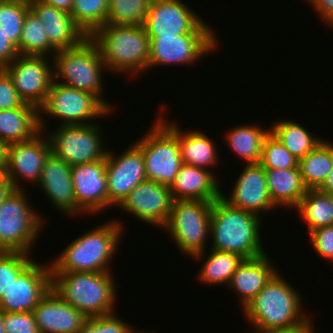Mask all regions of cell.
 <instances>
[{
    "label": "cell",
    "instance_id": "cell-1",
    "mask_svg": "<svg viewBox=\"0 0 333 333\" xmlns=\"http://www.w3.org/2000/svg\"><path fill=\"white\" fill-rule=\"evenodd\" d=\"M277 271L265 287L246 305L245 319L256 333L296 326L308 318L302 310L301 296ZM304 312V313H303ZM254 331L252 333H255Z\"/></svg>",
    "mask_w": 333,
    "mask_h": 333
},
{
    "label": "cell",
    "instance_id": "cell-2",
    "mask_svg": "<svg viewBox=\"0 0 333 333\" xmlns=\"http://www.w3.org/2000/svg\"><path fill=\"white\" fill-rule=\"evenodd\" d=\"M261 219V216L252 212L231 206L220 196L212 206L211 249L236 253L244 259L266 254L261 245Z\"/></svg>",
    "mask_w": 333,
    "mask_h": 333
},
{
    "label": "cell",
    "instance_id": "cell-3",
    "mask_svg": "<svg viewBox=\"0 0 333 333\" xmlns=\"http://www.w3.org/2000/svg\"><path fill=\"white\" fill-rule=\"evenodd\" d=\"M123 226L112 220L74 239L51 261V272H112L109 264L119 247Z\"/></svg>",
    "mask_w": 333,
    "mask_h": 333
},
{
    "label": "cell",
    "instance_id": "cell-4",
    "mask_svg": "<svg viewBox=\"0 0 333 333\" xmlns=\"http://www.w3.org/2000/svg\"><path fill=\"white\" fill-rule=\"evenodd\" d=\"M114 280L111 272H51V288L87 318L115 312Z\"/></svg>",
    "mask_w": 333,
    "mask_h": 333
},
{
    "label": "cell",
    "instance_id": "cell-5",
    "mask_svg": "<svg viewBox=\"0 0 333 333\" xmlns=\"http://www.w3.org/2000/svg\"><path fill=\"white\" fill-rule=\"evenodd\" d=\"M91 38L108 71L133 76L148 70L150 39L143 25L105 24Z\"/></svg>",
    "mask_w": 333,
    "mask_h": 333
},
{
    "label": "cell",
    "instance_id": "cell-6",
    "mask_svg": "<svg viewBox=\"0 0 333 333\" xmlns=\"http://www.w3.org/2000/svg\"><path fill=\"white\" fill-rule=\"evenodd\" d=\"M52 59L54 81L95 95L112 111L106 99L101 98L104 86L102 75L108 70L98 45L91 37L85 38L73 48L57 50Z\"/></svg>",
    "mask_w": 333,
    "mask_h": 333
},
{
    "label": "cell",
    "instance_id": "cell-7",
    "mask_svg": "<svg viewBox=\"0 0 333 333\" xmlns=\"http://www.w3.org/2000/svg\"><path fill=\"white\" fill-rule=\"evenodd\" d=\"M213 202L173 200L171 212L162 227L183 255L203 259L207 238L210 237V218ZM203 256V257H202Z\"/></svg>",
    "mask_w": 333,
    "mask_h": 333
},
{
    "label": "cell",
    "instance_id": "cell-8",
    "mask_svg": "<svg viewBox=\"0 0 333 333\" xmlns=\"http://www.w3.org/2000/svg\"><path fill=\"white\" fill-rule=\"evenodd\" d=\"M24 189H13L0 206V252L31 254L42 232L44 219L32 209Z\"/></svg>",
    "mask_w": 333,
    "mask_h": 333
},
{
    "label": "cell",
    "instance_id": "cell-9",
    "mask_svg": "<svg viewBox=\"0 0 333 333\" xmlns=\"http://www.w3.org/2000/svg\"><path fill=\"white\" fill-rule=\"evenodd\" d=\"M136 141L145 163L147 180L171 187L182 166L177 136L159 119Z\"/></svg>",
    "mask_w": 333,
    "mask_h": 333
},
{
    "label": "cell",
    "instance_id": "cell-10",
    "mask_svg": "<svg viewBox=\"0 0 333 333\" xmlns=\"http://www.w3.org/2000/svg\"><path fill=\"white\" fill-rule=\"evenodd\" d=\"M110 112L95 95L53 81L47 99L39 109V128L43 132L47 129L42 118L45 115L58 118L61 125H85Z\"/></svg>",
    "mask_w": 333,
    "mask_h": 333
},
{
    "label": "cell",
    "instance_id": "cell-11",
    "mask_svg": "<svg viewBox=\"0 0 333 333\" xmlns=\"http://www.w3.org/2000/svg\"><path fill=\"white\" fill-rule=\"evenodd\" d=\"M93 120L85 125H60L47 137L51 153L70 166L94 162L106 158L101 127ZM100 129V130H99Z\"/></svg>",
    "mask_w": 333,
    "mask_h": 333
},
{
    "label": "cell",
    "instance_id": "cell-12",
    "mask_svg": "<svg viewBox=\"0 0 333 333\" xmlns=\"http://www.w3.org/2000/svg\"><path fill=\"white\" fill-rule=\"evenodd\" d=\"M182 0H152L144 20L148 37L180 34H214V31Z\"/></svg>",
    "mask_w": 333,
    "mask_h": 333
},
{
    "label": "cell",
    "instance_id": "cell-13",
    "mask_svg": "<svg viewBox=\"0 0 333 333\" xmlns=\"http://www.w3.org/2000/svg\"><path fill=\"white\" fill-rule=\"evenodd\" d=\"M48 59V56L19 54L3 68L23 102L38 110L44 105L54 81V63Z\"/></svg>",
    "mask_w": 333,
    "mask_h": 333
},
{
    "label": "cell",
    "instance_id": "cell-14",
    "mask_svg": "<svg viewBox=\"0 0 333 333\" xmlns=\"http://www.w3.org/2000/svg\"><path fill=\"white\" fill-rule=\"evenodd\" d=\"M149 39L148 69L157 65H192L219 46L215 34H180Z\"/></svg>",
    "mask_w": 333,
    "mask_h": 333
},
{
    "label": "cell",
    "instance_id": "cell-15",
    "mask_svg": "<svg viewBox=\"0 0 333 333\" xmlns=\"http://www.w3.org/2000/svg\"><path fill=\"white\" fill-rule=\"evenodd\" d=\"M116 156L107 151L108 207L119 206L139 183L147 180L142 151L136 144Z\"/></svg>",
    "mask_w": 333,
    "mask_h": 333
},
{
    "label": "cell",
    "instance_id": "cell-16",
    "mask_svg": "<svg viewBox=\"0 0 333 333\" xmlns=\"http://www.w3.org/2000/svg\"><path fill=\"white\" fill-rule=\"evenodd\" d=\"M33 260L12 282L0 299L3 312H32L51 289V265Z\"/></svg>",
    "mask_w": 333,
    "mask_h": 333
},
{
    "label": "cell",
    "instance_id": "cell-17",
    "mask_svg": "<svg viewBox=\"0 0 333 333\" xmlns=\"http://www.w3.org/2000/svg\"><path fill=\"white\" fill-rule=\"evenodd\" d=\"M43 133L40 131L31 140L8 145L4 174L14 189H23L20 180L36 184L39 181L45 159L51 153L49 139Z\"/></svg>",
    "mask_w": 333,
    "mask_h": 333
},
{
    "label": "cell",
    "instance_id": "cell-18",
    "mask_svg": "<svg viewBox=\"0 0 333 333\" xmlns=\"http://www.w3.org/2000/svg\"><path fill=\"white\" fill-rule=\"evenodd\" d=\"M172 203L170 187L145 180L118 207L136 216L138 220L162 229L170 215Z\"/></svg>",
    "mask_w": 333,
    "mask_h": 333
},
{
    "label": "cell",
    "instance_id": "cell-19",
    "mask_svg": "<svg viewBox=\"0 0 333 333\" xmlns=\"http://www.w3.org/2000/svg\"><path fill=\"white\" fill-rule=\"evenodd\" d=\"M71 177L78 214L96 215L107 209L106 158L72 166Z\"/></svg>",
    "mask_w": 333,
    "mask_h": 333
},
{
    "label": "cell",
    "instance_id": "cell-20",
    "mask_svg": "<svg viewBox=\"0 0 333 333\" xmlns=\"http://www.w3.org/2000/svg\"><path fill=\"white\" fill-rule=\"evenodd\" d=\"M232 188L230 198L223 192L221 196L233 207L258 216L275 208L267 189L265 169L259 163L246 164Z\"/></svg>",
    "mask_w": 333,
    "mask_h": 333
},
{
    "label": "cell",
    "instance_id": "cell-21",
    "mask_svg": "<svg viewBox=\"0 0 333 333\" xmlns=\"http://www.w3.org/2000/svg\"><path fill=\"white\" fill-rule=\"evenodd\" d=\"M39 333H78L87 317L52 288L32 310Z\"/></svg>",
    "mask_w": 333,
    "mask_h": 333
},
{
    "label": "cell",
    "instance_id": "cell-22",
    "mask_svg": "<svg viewBox=\"0 0 333 333\" xmlns=\"http://www.w3.org/2000/svg\"><path fill=\"white\" fill-rule=\"evenodd\" d=\"M72 166L50 153L43 164L38 186L63 214L78 215L71 177Z\"/></svg>",
    "mask_w": 333,
    "mask_h": 333
},
{
    "label": "cell",
    "instance_id": "cell-23",
    "mask_svg": "<svg viewBox=\"0 0 333 333\" xmlns=\"http://www.w3.org/2000/svg\"><path fill=\"white\" fill-rule=\"evenodd\" d=\"M29 5L44 25L48 41L56 50L73 48L87 38L70 13L37 0H29Z\"/></svg>",
    "mask_w": 333,
    "mask_h": 333
},
{
    "label": "cell",
    "instance_id": "cell-24",
    "mask_svg": "<svg viewBox=\"0 0 333 333\" xmlns=\"http://www.w3.org/2000/svg\"><path fill=\"white\" fill-rule=\"evenodd\" d=\"M173 200L214 202L221 196L218 180L210 170L182 164L170 187Z\"/></svg>",
    "mask_w": 333,
    "mask_h": 333
},
{
    "label": "cell",
    "instance_id": "cell-25",
    "mask_svg": "<svg viewBox=\"0 0 333 333\" xmlns=\"http://www.w3.org/2000/svg\"><path fill=\"white\" fill-rule=\"evenodd\" d=\"M272 264L266 253L257 258L244 259L234 272L228 287L239 295L243 309L278 271Z\"/></svg>",
    "mask_w": 333,
    "mask_h": 333
},
{
    "label": "cell",
    "instance_id": "cell-26",
    "mask_svg": "<svg viewBox=\"0 0 333 333\" xmlns=\"http://www.w3.org/2000/svg\"><path fill=\"white\" fill-rule=\"evenodd\" d=\"M159 119L177 136L183 164L207 170L212 165V168L215 166L219 158L213 139L201 131H190L189 129L187 132H183L178 123L166 121L169 119L165 117L160 116Z\"/></svg>",
    "mask_w": 333,
    "mask_h": 333
},
{
    "label": "cell",
    "instance_id": "cell-27",
    "mask_svg": "<svg viewBox=\"0 0 333 333\" xmlns=\"http://www.w3.org/2000/svg\"><path fill=\"white\" fill-rule=\"evenodd\" d=\"M267 189L275 207L296 208L308 188L300 168L265 169Z\"/></svg>",
    "mask_w": 333,
    "mask_h": 333
},
{
    "label": "cell",
    "instance_id": "cell-28",
    "mask_svg": "<svg viewBox=\"0 0 333 333\" xmlns=\"http://www.w3.org/2000/svg\"><path fill=\"white\" fill-rule=\"evenodd\" d=\"M39 110L30 104L0 110V140L13 144L31 140L40 132Z\"/></svg>",
    "mask_w": 333,
    "mask_h": 333
},
{
    "label": "cell",
    "instance_id": "cell-29",
    "mask_svg": "<svg viewBox=\"0 0 333 333\" xmlns=\"http://www.w3.org/2000/svg\"><path fill=\"white\" fill-rule=\"evenodd\" d=\"M249 125H237L232 128L226 133L225 142L227 141L230 150L235 152L243 162L258 164L261 160L264 138L270 132V129H264L258 124Z\"/></svg>",
    "mask_w": 333,
    "mask_h": 333
},
{
    "label": "cell",
    "instance_id": "cell-30",
    "mask_svg": "<svg viewBox=\"0 0 333 333\" xmlns=\"http://www.w3.org/2000/svg\"><path fill=\"white\" fill-rule=\"evenodd\" d=\"M301 176L308 189H318L333 168V145L322 140L299 160Z\"/></svg>",
    "mask_w": 333,
    "mask_h": 333
},
{
    "label": "cell",
    "instance_id": "cell-31",
    "mask_svg": "<svg viewBox=\"0 0 333 333\" xmlns=\"http://www.w3.org/2000/svg\"><path fill=\"white\" fill-rule=\"evenodd\" d=\"M270 131L278 137L282 144L298 160L305 157L322 141L320 137L311 134L299 122L291 119L279 120L274 122Z\"/></svg>",
    "mask_w": 333,
    "mask_h": 333
},
{
    "label": "cell",
    "instance_id": "cell-32",
    "mask_svg": "<svg viewBox=\"0 0 333 333\" xmlns=\"http://www.w3.org/2000/svg\"><path fill=\"white\" fill-rule=\"evenodd\" d=\"M309 233L317 228L333 225V203L330 195L318 189H308L295 208Z\"/></svg>",
    "mask_w": 333,
    "mask_h": 333
},
{
    "label": "cell",
    "instance_id": "cell-33",
    "mask_svg": "<svg viewBox=\"0 0 333 333\" xmlns=\"http://www.w3.org/2000/svg\"><path fill=\"white\" fill-rule=\"evenodd\" d=\"M243 260L244 258L236 253L210 249L208 257L206 256V260L201 265L197 279L203 284L227 286Z\"/></svg>",
    "mask_w": 333,
    "mask_h": 333
},
{
    "label": "cell",
    "instance_id": "cell-34",
    "mask_svg": "<svg viewBox=\"0 0 333 333\" xmlns=\"http://www.w3.org/2000/svg\"><path fill=\"white\" fill-rule=\"evenodd\" d=\"M57 50L49 43L44 32V25L37 15L30 9L24 18L21 38L19 43L20 55L54 56Z\"/></svg>",
    "mask_w": 333,
    "mask_h": 333
},
{
    "label": "cell",
    "instance_id": "cell-35",
    "mask_svg": "<svg viewBox=\"0 0 333 333\" xmlns=\"http://www.w3.org/2000/svg\"><path fill=\"white\" fill-rule=\"evenodd\" d=\"M109 0H74L70 15L87 37L107 23Z\"/></svg>",
    "mask_w": 333,
    "mask_h": 333
},
{
    "label": "cell",
    "instance_id": "cell-36",
    "mask_svg": "<svg viewBox=\"0 0 333 333\" xmlns=\"http://www.w3.org/2000/svg\"><path fill=\"white\" fill-rule=\"evenodd\" d=\"M29 10V0H0V27L18 52L24 18Z\"/></svg>",
    "mask_w": 333,
    "mask_h": 333
},
{
    "label": "cell",
    "instance_id": "cell-37",
    "mask_svg": "<svg viewBox=\"0 0 333 333\" xmlns=\"http://www.w3.org/2000/svg\"><path fill=\"white\" fill-rule=\"evenodd\" d=\"M152 0H109L106 24L143 25Z\"/></svg>",
    "mask_w": 333,
    "mask_h": 333
},
{
    "label": "cell",
    "instance_id": "cell-38",
    "mask_svg": "<svg viewBox=\"0 0 333 333\" xmlns=\"http://www.w3.org/2000/svg\"><path fill=\"white\" fill-rule=\"evenodd\" d=\"M299 160L271 131L262 144V154L259 164L264 169H288L298 167Z\"/></svg>",
    "mask_w": 333,
    "mask_h": 333
},
{
    "label": "cell",
    "instance_id": "cell-39",
    "mask_svg": "<svg viewBox=\"0 0 333 333\" xmlns=\"http://www.w3.org/2000/svg\"><path fill=\"white\" fill-rule=\"evenodd\" d=\"M24 252H0V299L8 292L14 279L33 261Z\"/></svg>",
    "mask_w": 333,
    "mask_h": 333
},
{
    "label": "cell",
    "instance_id": "cell-40",
    "mask_svg": "<svg viewBox=\"0 0 333 333\" xmlns=\"http://www.w3.org/2000/svg\"><path fill=\"white\" fill-rule=\"evenodd\" d=\"M134 327L112 313L104 316L87 318L78 333H133Z\"/></svg>",
    "mask_w": 333,
    "mask_h": 333
},
{
    "label": "cell",
    "instance_id": "cell-41",
    "mask_svg": "<svg viewBox=\"0 0 333 333\" xmlns=\"http://www.w3.org/2000/svg\"><path fill=\"white\" fill-rule=\"evenodd\" d=\"M5 333H39L32 312H3Z\"/></svg>",
    "mask_w": 333,
    "mask_h": 333
},
{
    "label": "cell",
    "instance_id": "cell-42",
    "mask_svg": "<svg viewBox=\"0 0 333 333\" xmlns=\"http://www.w3.org/2000/svg\"><path fill=\"white\" fill-rule=\"evenodd\" d=\"M309 234V243L318 256L333 262V225L317 228Z\"/></svg>",
    "mask_w": 333,
    "mask_h": 333
},
{
    "label": "cell",
    "instance_id": "cell-43",
    "mask_svg": "<svg viewBox=\"0 0 333 333\" xmlns=\"http://www.w3.org/2000/svg\"><path fill=\"white\" fill-rule=\"evenodd\" d=\"M23 104L11 77L3 68H0V110L17 108Z\"/></svg>",
    "mask_w": 333,
    "mask_h": 333
},
{
    "label": "cell",
    "instance_id": "cell-44",
    "mask_svg": "<svg viewBox=\"0 0 333 333\" xmlns=\"http://www.w3.org/2000/svg\"><path fill=\"white\" fill-rule=\"evenodd\" d=\"M18 55V49L6 38L0 27V68L10 64Z\"/></svg>",
    "mask_w": 333,
    "mask_h": 333
},
{
    "label": "cell",
    "instance_id": "cell-45",
    "mask_svg": "<svg viewBox=\"0 0 333 333\" xmlns=\"http://www.w3.org/2000/svg\"><path fill=\"white\" fill-rule=\"evenodd\" d=\"M324 23L333 27V0H307Z\"/></svg>",
    "mask_w": 333,
    "mask_h": 333
},
{
    "label": "cell",
    "instance_id": "cell-46",
    "mask_svg": "<svg viewBox=\"0 0 333 333\" xmlns=\"http://www.w3.org/2000/svg\"><path fill=\"white\" fill-rule=\"evenodd\" d=\"M311 316L308 317L303 322L297 324L296 326L289 327L286 329H277L272 330L268 333H314V326L312 324V320H310Z\"/></svg>",
    "mask_w": 333,
    "mask_h": 333
},
{
    "label": "cell",
    "instance_id": "cell-47",
    "mask_svg": "<svg viewBox=\"0 0 333 333\" xmlns=\"http://www.w3.org/2000/svg\"><path fill=\"white\" fill-rule=\"evenodd\" d=\"M37 1L43 4L56 7L68 13H70L74 4V0H37Z\"/></svg>",
    "mask_w": 333,
    "mask_h": 333
},
{
    "label": "cell",
    "instance_id": "cell-48",
    "mask_svg": "<svg viewBox=\"0 0 333 333\" xmlns=\"http://www.w3.org/2000/svg\"><path fill=\"white\" fill-rule=\"evenodd\" d=\"M13 189L14 188L10 180L4 173H0V206Z\"/></svg>",
    "mask_w": 333,
    "mask_h": 333
},
{
    "label": "cell",
    "instance_id": "cell-49",
    "mask_svg": "<svg viewBox=\"0 0 333 333\" xmlns=\"http://www.w3.org/2000/svg\"><path fill=\"white\" fill-rule=\"evenodd\" d=\"M8 144L0 140V173H4L7 167Z\"/></svg>",
    "mask_w": 333,
    "mask_h": 333
},
{
    "label": "cell",
    "instance_id": "cell-50",
    "mask_svg": "<svg viewBox=\"0 0 333 333\" xmlns=\"http://www.w3.org/2000/svg\"><path fill=\"white\" fill-rule=\"evenodd\" d=\"M318 190L327 194L333 192V168Z\"/></svg>",
    "mask_w": 333,
    "mask_h": 333
},
{
    "label": "cell",
    "instance_id": "cell-51",
    "mask_svg": "<svg viewBox=\"0 0 333 333\" xmlns=\"http://www.w3.org/2000/svg\"><path fill=\"white\" fill-rule=\"evenodd\" d=\"M0 333H5L4 322H3V311L0 309Z\"/></svg>",
    "mask_w": 333,
    "mask_h": 333
},
{
    "label": "cell",
    "instance_id": "cell-52",
    "mask_svg": "<svg viewBox=\"0 0 333 333\" xmlns=\"http://www.w3.org/2000/svg\"><path fill=\"white\" fill-rule=\"evenodd\" d=\"M133 333H151V332H144V331H142V330H141V331H139V330L136 331V330H135Z\"/></svg>",
    "mask_w": 333,
    "mask_h": 333
},
{
    "label": "cell",
    "instance_id": "cell-53",
    "mask_svg": "<svg viewBox=\"0 0 333 333\" xmlns=\"http://www.w3.org/2000/svg\"><path fill=\"white\" fill-rule=\"evenodd\" d=\"M329 195H330V198H331L332 203H333V192L329 193Z\"/></svg>",
    "mask_w": 333,
    "mask_h": 333
}]
</instances>
